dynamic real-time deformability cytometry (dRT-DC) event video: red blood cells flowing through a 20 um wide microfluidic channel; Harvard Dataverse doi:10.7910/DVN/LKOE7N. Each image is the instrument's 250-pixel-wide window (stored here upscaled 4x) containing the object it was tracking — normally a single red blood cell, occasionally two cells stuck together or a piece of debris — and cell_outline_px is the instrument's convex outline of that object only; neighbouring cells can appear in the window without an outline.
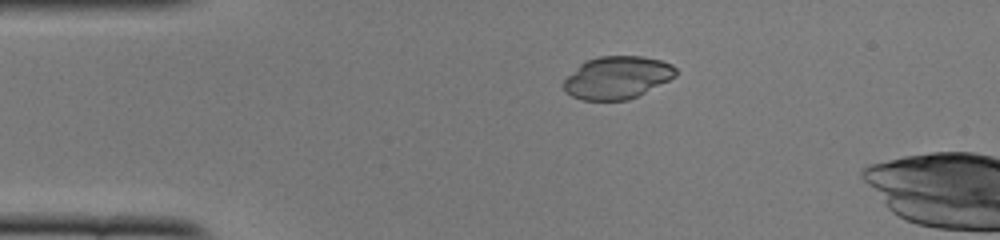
{"species": "common noctule bat (a hibernating species)", "species_latin": "Nyctalus noctula", "temperature_condition": "cold", "stored_images_in_passage": 7, "camera_frame_rate_fps": 3000, "um_per_image_px": 0.085, "animal": {"sex": "female", "body_mass_g": 22.0, "forearm_length_mm": 56.7}, "frame": {"image": 1, "passage_image": 1, "time_ms": 0.0, "image_size_px": [1000, 240], "cell_outline_px": [[676, 76], [628, 100], [584, 100], [572, 96], [564, 88], [564, 80], [580, 64], [588, 60], [600, 56], [640, 56], [660, 60], [672, 64], [676, 68]], "centroid_in_image_um": [52.47, 6.58], "position_along_channel_um": 32.5, "area_um2": 27.34}}